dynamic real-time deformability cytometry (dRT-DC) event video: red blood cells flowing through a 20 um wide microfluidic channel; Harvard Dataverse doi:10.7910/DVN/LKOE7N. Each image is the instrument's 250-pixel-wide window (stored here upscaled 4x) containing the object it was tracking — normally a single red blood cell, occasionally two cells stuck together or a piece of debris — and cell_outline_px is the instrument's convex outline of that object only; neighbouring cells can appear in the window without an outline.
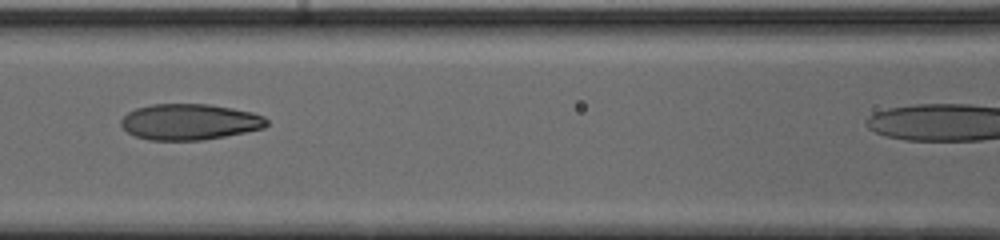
{"species": "human", "species_latin": "Homo sapiens", "temperature_condition": "cold", "stored_images_in_passage": 40, "camera_frame_rate_fps": 3000, "um_per_image_px": 0.085, "donor": {"sex": "male"}, "frame": {"image": 1, "passage_image": 21, "time_ms": 6.667, "image_size_px": [1000, 240], "cell_outline_px": [[268, 124], [264, 128], [224, 136], [200, 140], [148, 140], [136, 136], [128, 132], [120, 124], [120, 120], [128, 112], [136, 108], [152, 104], [208, 104], [232, 108], [252, 112], [264, 116], [268, 120]], "centroid_in_image_um": [16.11, 10.35], "position_along_channel_um": 150.5, "area_um2": 30.46}}
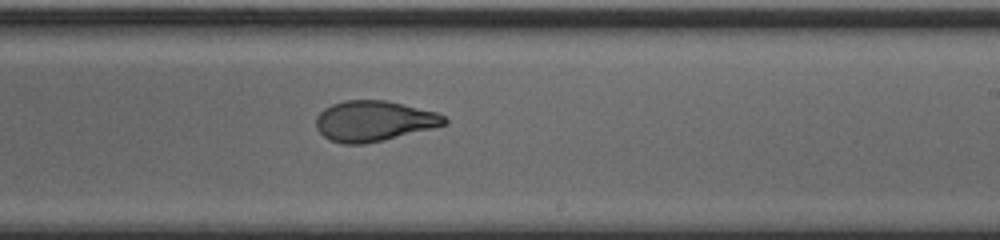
{"frame": {"image": 2, "passage_image": 29, "time_ms": 9.333, "image_size_px": [1000, 240], "cell_outline_px": [[448, 124], [384, 140], [364, 144], [344, 144], [332, 140], [324, 136], [316, 128], [316, 116], [324, 108], [332, 104], [344, 100], [384, 100], [404, 104], [436, 112], [444, 116], [448, 120]], "centroid_in_image_um": [31.78, 10.28], "position_along_channel_um": 257.2, "area_um2": 30.23}}
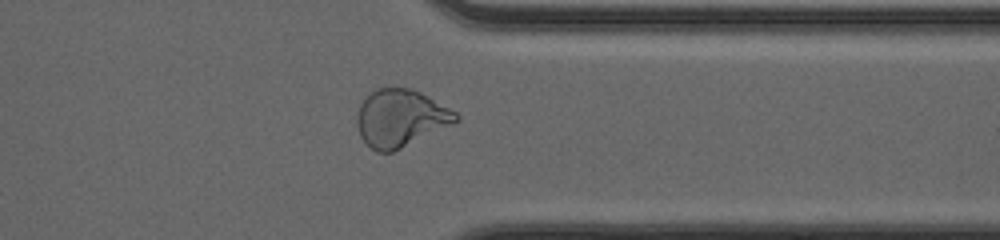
{"frame": {"image": 3, "passage_image": 38, "time_ms": 12.333, "image_size_px": [1000, 240], "cell_outline_px": [[460, 120], [452, 124], [392, 152], [376, 152], [360, 136], [356, 124], [356, 116], [360, 104], [376, 88], [408, 88], [420, 92], [456, 112], [460, 116]], "centroid_in_image_um": [34.03, 10.04], "position_along_channel_um": 377.4, "area_um2": 32.6}}